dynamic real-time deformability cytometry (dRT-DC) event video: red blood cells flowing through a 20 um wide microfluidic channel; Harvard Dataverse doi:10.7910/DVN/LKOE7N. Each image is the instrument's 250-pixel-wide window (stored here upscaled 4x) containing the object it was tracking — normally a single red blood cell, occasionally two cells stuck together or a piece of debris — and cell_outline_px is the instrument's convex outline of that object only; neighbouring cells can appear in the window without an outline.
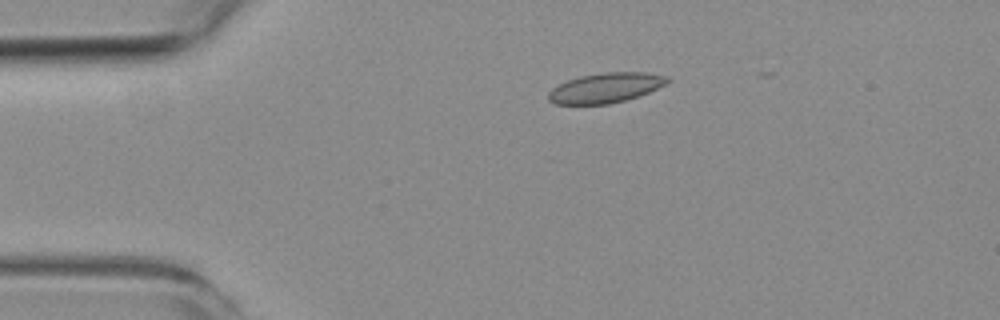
{"species": "common noctule bat (a hibernating species)", "species_latin": "Nyctalus noctula", "temperature_condition": "room temperature", "stored_images_in_passage": 4, "camera_frame_rate_fps": 3000, "um_per_image_px": 0.085, "animal": {"sex": "female", "body_mass_g": 19.3, "forearm_length_mm": 54.1}, "frame": {"image": 1, "passage_image": 1, "time_ms": 0.0, "image_size_px": [1000, 320], "cell_outline_px": [[672, 80], [648, 92], [624, 100], [608, 104], [556, 104], [548, 100], [548, 92], [552, 88], [568, 80], [580, 76], [600, 72], [648, 72], [668, 76]], "centroid_in_image_um": [51.47, 7.45], "position_along_channel_um": 33.5, "area_um2": 20.63}}
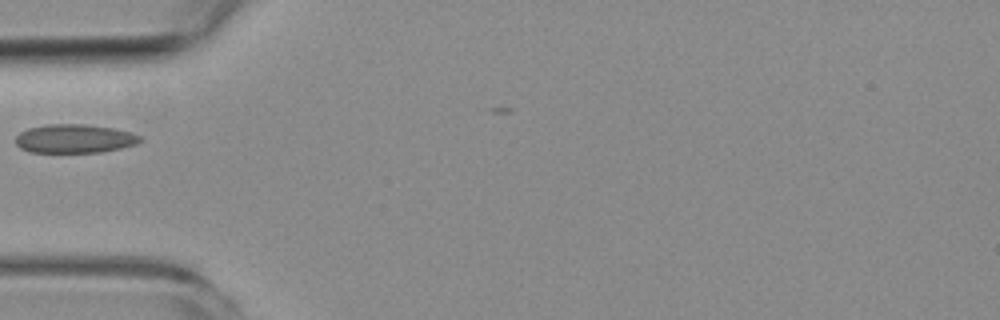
{"frame": {"image": 2, "passage_image": 3, "time_ms": 2.333, "image_size_px": [1000, 320], "cell_outline_px": [[144, 140], [136, 144], [120, 148], [100, 152], [28, 152], [20, 148], [16, 144], [16, 136], [20, 132], [28, 128], [48, 124], [84, 124], [116, 128], [132, 132], [144, 136]], "centroid_in_image_um": [6.38, 11.78], "position_along_channel_um": 78.6, "area_um2": 21.1}}